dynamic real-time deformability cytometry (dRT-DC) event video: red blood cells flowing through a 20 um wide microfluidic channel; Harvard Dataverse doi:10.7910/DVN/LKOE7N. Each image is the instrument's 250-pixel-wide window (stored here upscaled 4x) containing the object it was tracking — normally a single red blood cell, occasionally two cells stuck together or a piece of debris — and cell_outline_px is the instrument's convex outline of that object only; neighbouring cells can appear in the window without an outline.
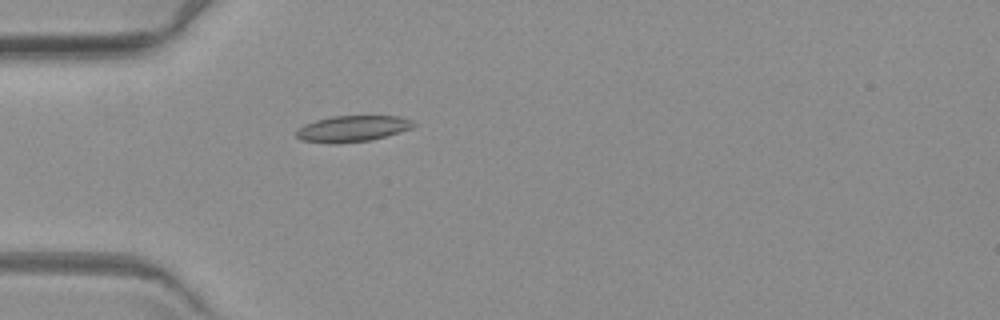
{"species": "common noctule bat (a hibernating species)", "species_latin": "Nyctalus noctula", "temperature_condition": "warm", "stored_images_in_passage": 1, "camera_frame_rate_fps": 3000, "um_per_image_px": 0.085, "animal": {"sex": "female", "body_mass_g": 19.3, "forearm_length_mm": 54.1}, "frame": {"image": 1, "passage_image": 1, "time_ms": 0.0, "image_size_px": [1000, 320], "cell_outline_px": [[416, 124], [412, 128], [400, 132], [372, 140], [336, 144], [300, 140], [296, 136], [296, 128], [304, 124], [316, 120], [332, 116], [400, 116], [412, 120]], "centroid_in_image_um": [29.94, 10.94], "position_along_channel_um": 55.1, "area_um2": 18.03}}